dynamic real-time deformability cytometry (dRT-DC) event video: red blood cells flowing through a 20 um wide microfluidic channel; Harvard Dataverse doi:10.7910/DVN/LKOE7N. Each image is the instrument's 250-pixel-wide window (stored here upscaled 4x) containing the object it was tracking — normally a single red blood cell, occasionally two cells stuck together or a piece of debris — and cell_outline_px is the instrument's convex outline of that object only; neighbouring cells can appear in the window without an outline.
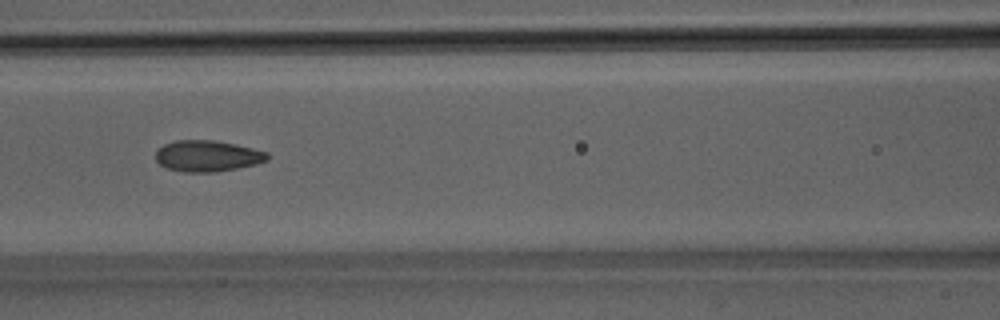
{"species": "Egyptian fruit bat (a non-hibernating species)", "species_latin": "Rousettus aegyptiacus", "temperature_condition": "room temperature", "stored_images_in_passage": 51, "camera_frame_rate_fps": 3000, "um_per_image_px": 0.085, "animal": {"sex": "male"}, "frame": {"image": 1, "passage_image": 22, "time_ms": 7.0, "image_size_px": [1000, 320], "cell_outline_px": [[268, 160], [256, 164], [216, 172], [184, 172], [168, 168], [160, 164], [156, 160], [156, 148], [164, 144], [176, 140], [216, 140], [236, 144], [268, 152]], "centroid_in_image_um": [17.62, 13.25], "position_along_channel_um": 149.0, "area_um2": 20.35}}
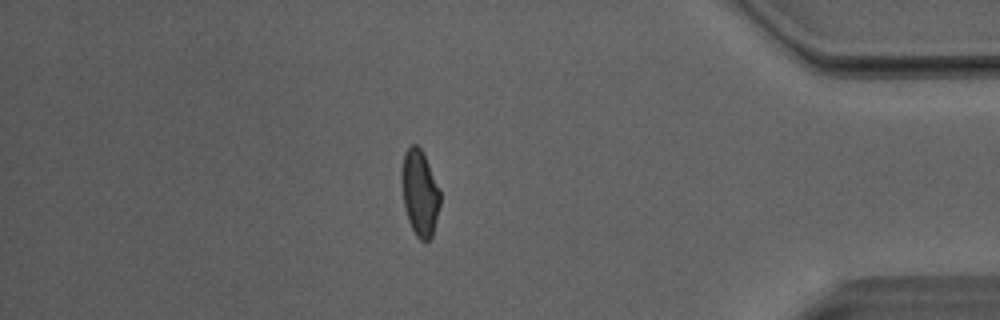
{"frame": {"image": 2, "passage_image": 43, "time_ms": 14.0, "image_size_px": [1000, 320], "cell_outline_px": [[440, 204], [432, 236], [428, 240], [420, 240], [416, 236], [408, 220], [404, 204], [400, 180], [400, 176], [404, 152], [412, 144], [416, 144], [420, 148], [440, 188]], "centroid_in_image_um": [35.67, 16.38], "position_along_channel_um": 399.5, "area_um2": 19.25}}
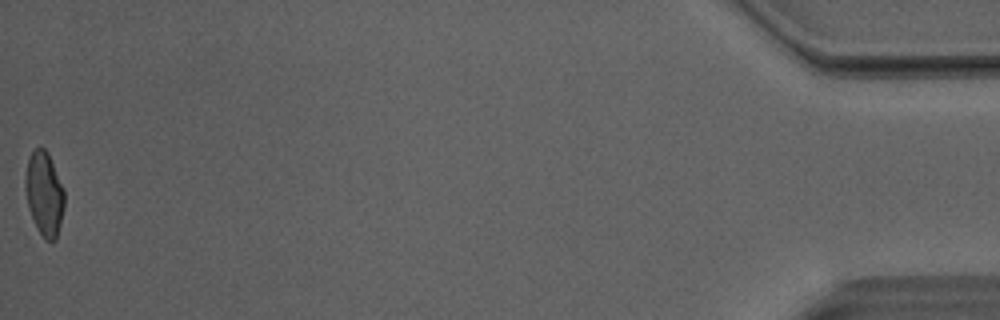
{"frame": {"image": 3, "passage_image": 50, "time_ms": 16.333, "image_size_px": [1000, 320], "cell_outline_px": [[64, 208], [56, 240], [52, 244], [44, 240], [28, 208], [24, 184], [24, 180], [28, 160], [32, 152], [36, 148], [44, 148], [48, 152], [64, 188]], "centroid_in_image_um": [3.77, 16.49], "position_along_channel_um": 431.4, "area_um2": 19.19}}